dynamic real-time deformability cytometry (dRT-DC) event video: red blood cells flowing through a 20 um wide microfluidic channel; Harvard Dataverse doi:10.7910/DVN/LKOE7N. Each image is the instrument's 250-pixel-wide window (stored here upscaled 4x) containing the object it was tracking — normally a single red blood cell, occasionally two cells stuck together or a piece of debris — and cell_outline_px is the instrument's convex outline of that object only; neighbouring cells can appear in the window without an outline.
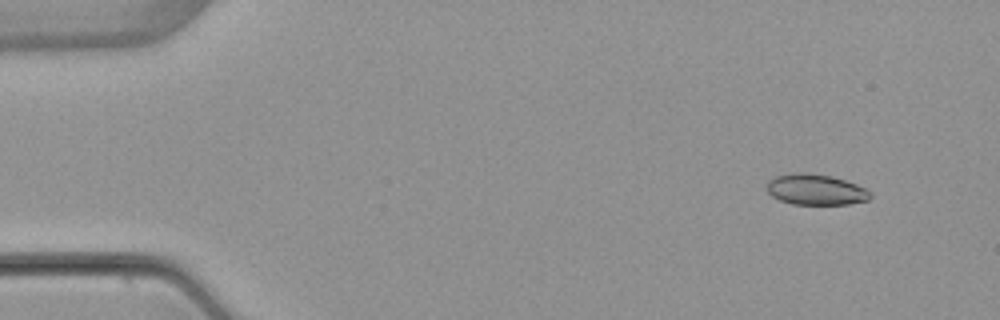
{"species": "common noctule bat (a hibernating species)", "species_latin": "Nyctalus noctula", "temperature_condition": "warm", "stored_images_in_passage": 5, "camera_frame_rate_fps": 3000, "um_per_image_px": 0.085, "animal": {"sex": "female", "body_mass_g": 22.7, "forearm_length_mm": 54.2}, "frame": {"image": 1, "passage_image": 2, "time_ms": 1.0, "image_size_px": [1000, 320], "cell_outline_px": [[872, 196], [868, 200], [848, 204], [792, 204], [780, 200], [772, 196], [768, 192], [768, 180], [776, 176], [800, 172], [804, 172], [832, 176], [856, 184], [872, 192]], "centroid_in_image_um": [69.35, 16.12], "position_along_channel_um": 15.6, "area_um2": 18.44}}
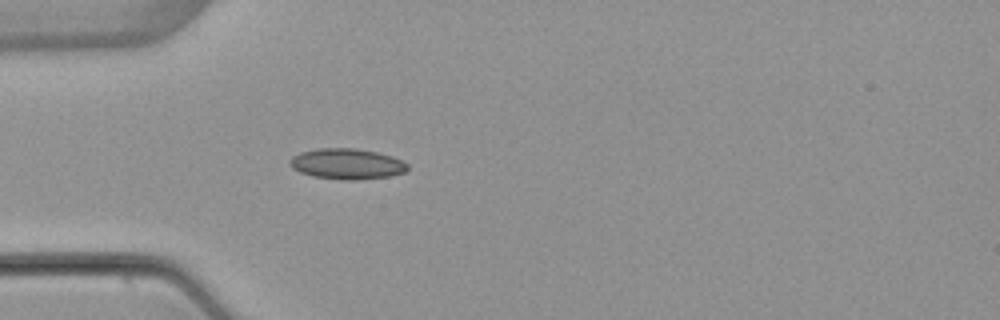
{"frame": {"image": 2, "passage_image": 5, "time_ms": 4.667, "image_size_px": [1000, 320], "cell_outline_px": [[408, 168], [404, 172], [388, 176], [356, 180], [344, 180], [312, 176], [300, 172], [292, 168], [288, 164], [288, 160], [292, 156], [300, 152], [316, 148], [356, 148], [376, 152], [392, 156], [408, 164]], "centroid_in_image_um": [29.43, 13.92], "position_along_channel_um": 55.6, "area_um2": 21.1}}